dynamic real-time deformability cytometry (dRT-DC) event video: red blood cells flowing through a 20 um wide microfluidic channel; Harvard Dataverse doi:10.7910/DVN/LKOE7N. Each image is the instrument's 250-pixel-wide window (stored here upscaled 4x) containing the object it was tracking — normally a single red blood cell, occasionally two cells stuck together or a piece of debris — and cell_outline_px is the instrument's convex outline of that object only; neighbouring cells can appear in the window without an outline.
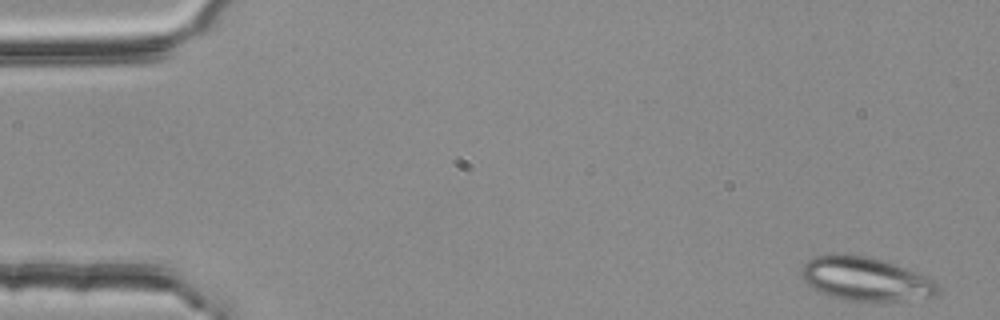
{"species": "common noctule bat (a hibernating species)", "species_latin": "Nyctalus noctula", "temperature_condition": "room temperature", "stored_images_in_passage": 51, "segment_of_instrument_passage": [1, 2], "camera_frame_rate_fps": 3000, "um_per_image_px": 0.085, "animal": {"sex": "female", "body_mass_g": 25.1}, "frame": {"image": 1, "passage_image": 1, "time_ms": 0.0, "image_size_px": [1000, 320], "cell_outline_px": [[940, 288], [936, 296], [900, 300], [848, 300], [832, 296], [820, 292], [812, 288], [800, 276], [800, 268], [812, 256], [832, 252], [844, 252], [868, 256], [884, 260], [896, 264], [936, 280], [940, 284]], "centroid_in_image_um": [73.54, 23.65], "position_along_channel_um": 11.5, "area_um2": 35.2}}